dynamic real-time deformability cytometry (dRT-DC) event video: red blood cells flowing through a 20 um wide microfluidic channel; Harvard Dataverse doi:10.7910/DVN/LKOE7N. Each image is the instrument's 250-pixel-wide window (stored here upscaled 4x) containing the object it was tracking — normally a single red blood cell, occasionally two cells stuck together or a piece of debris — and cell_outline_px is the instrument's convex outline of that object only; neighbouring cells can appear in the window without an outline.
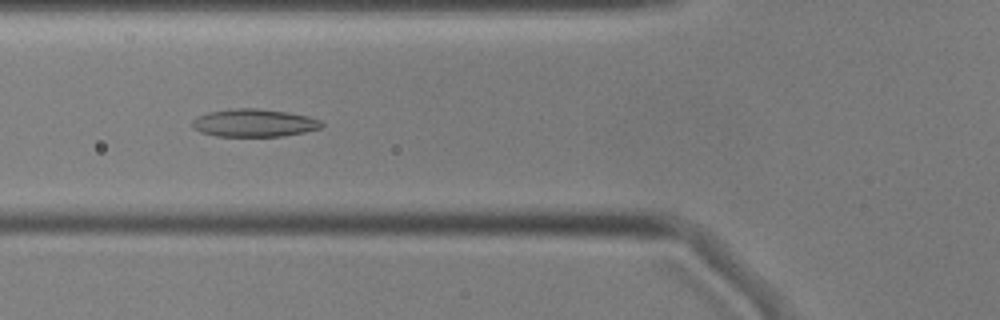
{"species": "common noctule bat (a hibernating species)", "species_latin": "Nyctalus noctula", "temperature_condition": "cold", "stored_images_in_passage": 56, "camera_frame_rate_fps": 3000, "um_per_image_px": 0.085, "animal": {"sex": "male", "body_mass_g": 17.9, "forearm_length_mm": 54.2}, "frame": {"image": 1, "passage_image": 20, "time_ms": 6.333, "image_size_px": [1000, 320], "cell_outline_px": [[324, 124], [320, 128], [304, 132], [284, 136], [216, 136], [200, 132], [192, 124], [192, 120], [208, 112], [232, 108], [260, 108], [288, 112], [308, 116], [320, 120]], "centroid_in_image_um": [21.62, 10.44], "position_along_channel_um": 104.2, "area_um2": 20.92}}
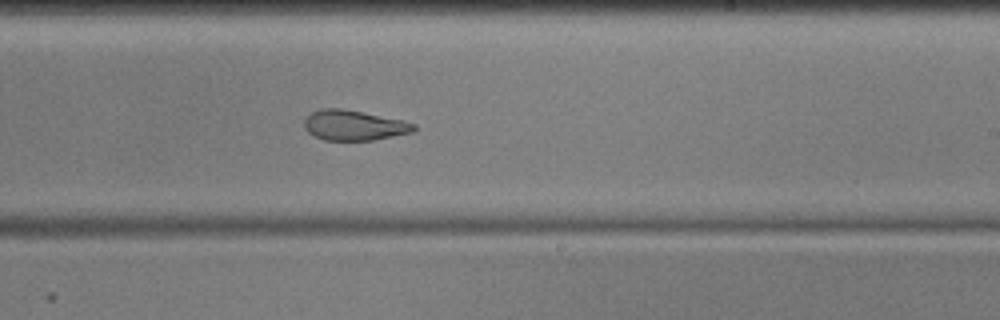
{"frame": {"image": 2, "passage_image": 33, "time_ms": 10.667, "image_size_px": [1000, 320], "cell_outline_px": [[416, 128], [412, 132], [372, 140], [324, 140], [308, 132], [304, 128], [304, 120], [312, 112], [320, 108], [340, 108], [400, 120], [416, 124]], "centroid_in_image_um": [30.04, 10.65], "position_along_channel_um": 259.0, "area_um2": 18.9}}
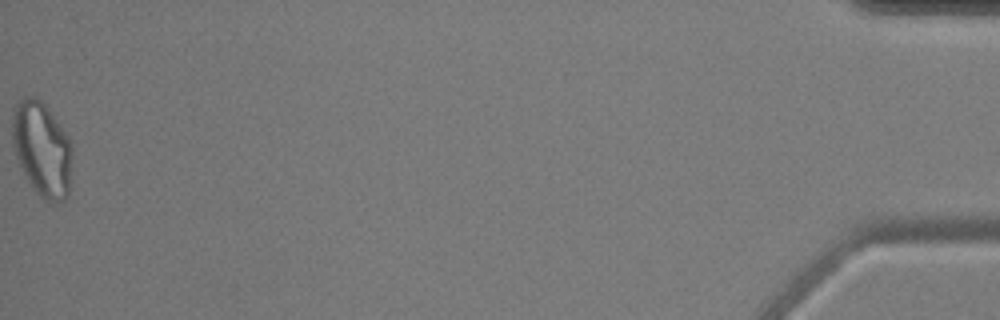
{"frame": {"image": 3, "passage_image": 56, "time_ms": 18.333, "image_size_px": [1000, 320], "cell_outline_px": [[72, 156], [68, 196], [64, 200], [56, 204], [44, 200], [32, 188], [16, 156], [12, 144], [12, 116], [16, 104], [24, 96], [36, 96], [44, 104], [68, 136], [72, 144]], "centroid_in_image_um": [3.57, 12.69], "position_along_channel_um": 431.6, "area_um2": 33.12}, "authors_computed_cell_mechanics": {"area_um2": 22.3975, "velocity_mm_per_s": 3.5607, "shape_relaxation_time_tau1_ms": null, "shape_relaxation_time_tau2_ms": 2.4438, "deformation_change_tau1": null, "deformation_change_tau2": 0.0924}}